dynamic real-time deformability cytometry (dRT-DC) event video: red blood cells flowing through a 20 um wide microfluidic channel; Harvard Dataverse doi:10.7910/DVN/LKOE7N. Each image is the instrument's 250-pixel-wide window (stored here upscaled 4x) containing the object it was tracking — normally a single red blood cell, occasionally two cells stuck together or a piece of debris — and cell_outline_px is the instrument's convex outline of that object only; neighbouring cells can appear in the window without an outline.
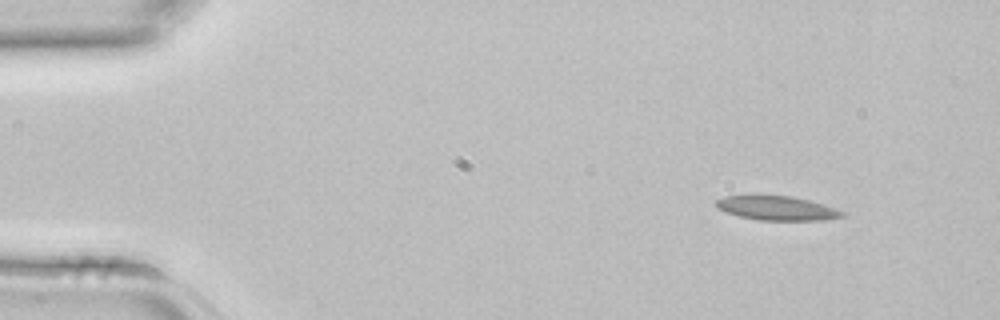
{"species": "common noctule bat (a hibernating species)", "species_latin": "Nyctalus noctula", "temperature_condition": "room temperature", "stored_images_in_passage": 3, "camera_frame_rate_fps": 3000, "um_per_image_px": 0.085, "animal": {"sex": "female", "body_mass_g": 22.7, "forearm_length_mm": 54.2}, "frame": {"image": 1, "passage_image": 1, "time_ms": 0.0, "image_size_px": [1000, 320], "cell_outline_px": [[844, 216], [824, 220], [760, 220], [740, 216], [724, 212], [716, 208], [716, 200], [724, 196], [756, 192], [792, 196], [824, 204], [836, 208], [844, 212]], "centroid_in_image_um": [65.95, 17.64], "position_along_channel_um": 19.0, "area_um2": 18.61}}